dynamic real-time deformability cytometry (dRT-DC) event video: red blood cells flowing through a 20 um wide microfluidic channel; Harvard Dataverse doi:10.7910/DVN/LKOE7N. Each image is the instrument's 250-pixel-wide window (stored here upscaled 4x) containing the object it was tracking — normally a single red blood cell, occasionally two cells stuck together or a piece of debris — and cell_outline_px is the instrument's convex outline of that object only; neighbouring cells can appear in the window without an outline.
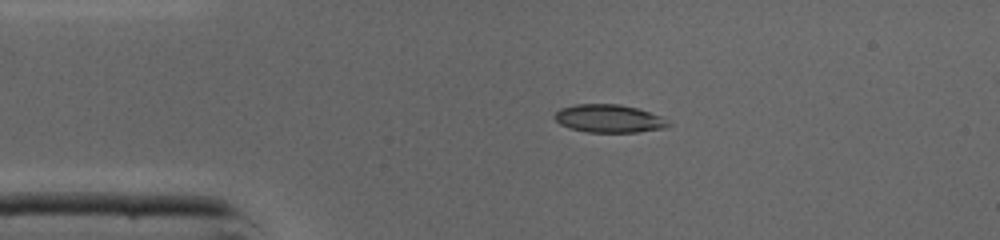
{"species": "common noctule bat (a hibernating species)", "species_latin": "Nyctalus noctula", "temperature_condition": "cold", "stored_images_in_passage": 44, "camera_frame_rate_fps": 3000, "um_per_image_px": 0.085, "animal": {"sex": "male", "body_mass_g": 19.0, "forearm_length_mm": 50.8}, "frame": {"image": 1, "passage_image": 8, "time_ms": 2.333, "image_size_px": [1000, 240], "cell_outline_px": [[672, 124], [664, 128], [636, 132], [584, 132], [568, 128], [560, 124], [552, 116], [560, 108], [576, 104], [620, 104], [636, 108], [660, 116]], "centroid_in_image_um": [51.71, 10.08], "position_along_channel_um": 33.3, "area_um2": 18.55}}
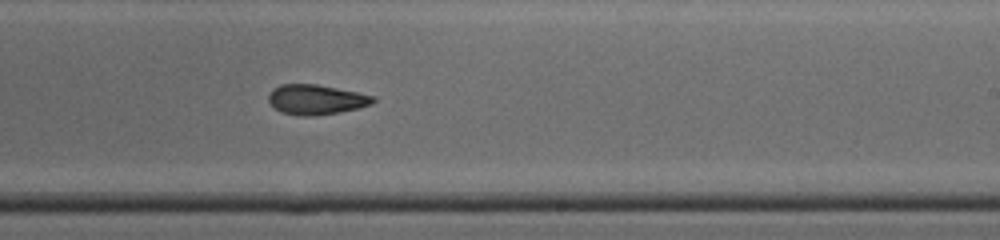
{"frame": {"image": 2, "passage_image": 26, "time_ms": 8.333, "image_size_px": [1000, 240], "cell_outline_px": [[376, 100], [372, 104], [360, 108], [340, 112], [316, 116], [300, 116], [280, 112], [268, 100], [268, 92], [272, 88], [280, 84], [316, 84], [376, 96]], "centroid_in_image_um": [26.87, 8.47], "position_along_channel_um": 262.1, "area_um2": 18.44}}
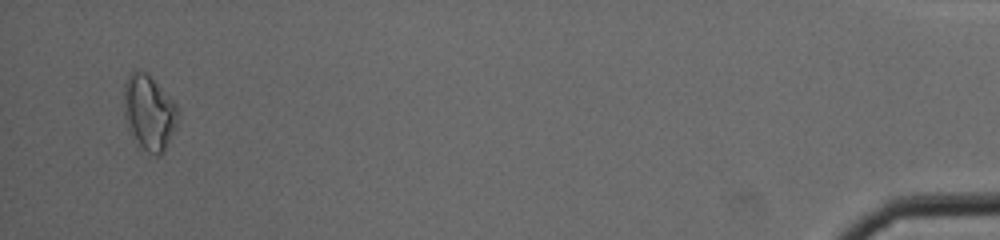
{"frame": {"image": 3, "passage_image": 43, "time_ms": 14.0, "image_size_px": [1000, 240], "cell_outline_px": [[180, 116], [176, 128], [164, 152], [160, 156], [156, 156], [148, 152], [140, 144], [128, 128], [124, 120], [124, 80], [132, 72], [148, 72], [176, 104], [180, 112]], "centroid_in_image_um": [12.7, 9.56], "position_along_channel_um": 422.5, "area_um2": 23.81}}